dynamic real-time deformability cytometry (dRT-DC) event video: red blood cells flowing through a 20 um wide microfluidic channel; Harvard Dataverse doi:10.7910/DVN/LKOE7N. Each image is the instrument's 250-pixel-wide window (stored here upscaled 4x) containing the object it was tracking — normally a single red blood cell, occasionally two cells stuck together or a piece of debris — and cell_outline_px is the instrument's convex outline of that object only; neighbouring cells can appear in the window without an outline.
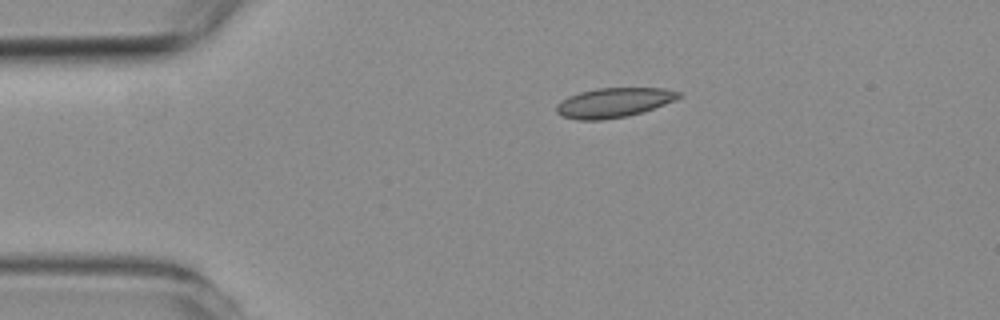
{"species": "common noctule bat (a hibernating species)", "species_latin": "Nyctalus noctula", "temperature_condition": "room temperature", "stored_images_in_passage": 4, "camera_frame_rate_fps": 3000, "um_per_image_px": 0.085, "animal": {"sex": "female", "body_mass_g": 19.3, "forearm_length_mm": 54.1}, "frame": {"image": 1, "passage_image": 1, "time_ms": 0.0, "image_size_px": [1000, 320], "cell_outline_px": [[680, 96], [664, 104], [628, 116], [604, 120], [580, 120], [564, 116], [556, 112], [556, 104], [560, 100], [568, 96], [580, 92], [596, 88], [664, 88], [680, 92]], "centroid_in_image_um": [52.11, 8.72], "position_along_channel_um": 32.9, "area_um2": 20.87}}
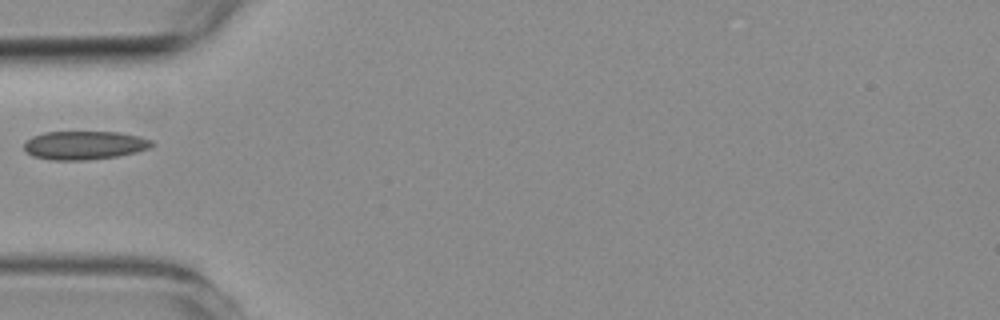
{"frame": {"image": 2, "passage_image": 3, "time_ms": 2.333, "image_size_px": [1000, 320], "cell_outline_px": [[156, 144], [148, 148], [136, 152], [116, 156], [88, 160], [52, 160], [32, 156], [24, 148], [24, 144], [32, 136], [44, 132], [120, 132], [140, 136], [152, 140]], "centroid_in_image_um": [7.2, 12.34], "position_along_channel_um": 77.8, "area_um2": 21.27}}
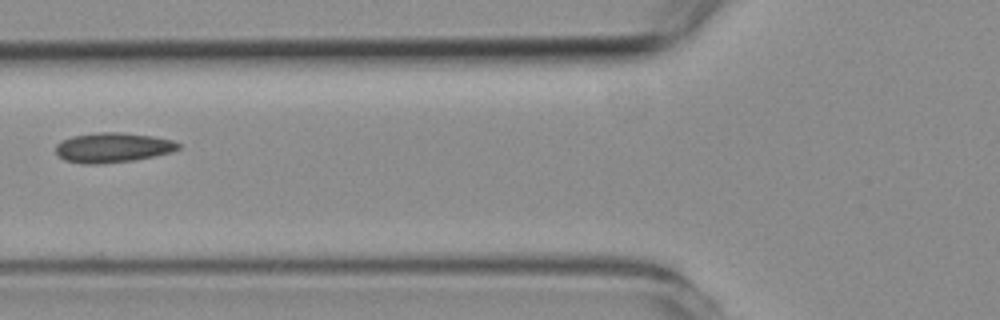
{"frame": {"image": 3, "passage_image": 4, "time_ms": 3.333, "image_size_px": [1000, 320], "cell_outline_px": [[180, 148], [172, 152], [132, 160], [96, 164], [84, 164], [64, 160], [56, 152], [56, 144], [60, 140], [72, 136], [96, 132], [120, 132], [152, 136], [172, 140], [180, 144]], "centroid_in_image_um": [9.55, 12.53], "position_along_channel_um": 116.2, "area_um2": 21.21}}